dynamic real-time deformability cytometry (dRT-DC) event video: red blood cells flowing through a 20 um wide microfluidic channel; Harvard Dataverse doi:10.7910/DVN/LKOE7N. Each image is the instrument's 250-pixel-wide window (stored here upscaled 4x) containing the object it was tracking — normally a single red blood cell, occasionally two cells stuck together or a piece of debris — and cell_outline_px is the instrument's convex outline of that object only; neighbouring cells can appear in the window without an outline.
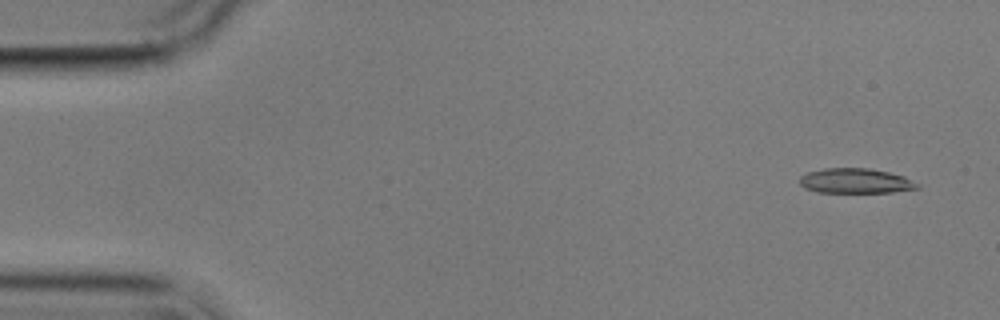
{"species": "common noctule bat (a hibernating species)", "species_latin": "Nyctalus noctula", "temperature_condition": "cold", "stored_images_in_passage": 4, "camera_frame_rate_fps": 3000, "um_per_image_px": 0.085, "animal": {"sex": "male", "body_mass_g": 17.9}, "frame": {"image": 1, "passage_image": 1, "time_ms": 0.0, "image_size_px": [1000, 320], "cell_outline_px": [[920, 188], [892, 192], [816, 192], [804, 188], [800, 184], [800, 176], [808, 172], [824, 168], [868, 168], [888, 172], [904, 176], [920, 184]], "centroid_in_image_um": [72.72, 15.38], "position_along_channel_um": 12.3, "area_um2": 17.11}}
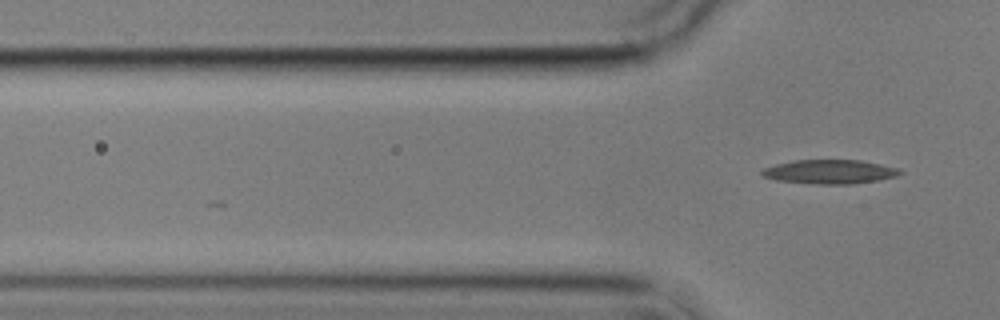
{"frame": {"image": 2, "passage_image": 4, "time_ms": 4.333, "image_size_px": [1000, 320], "cell_outline_px": [[904, 172], [896, 176], [876, 180], [852, 184], [816, 184], [776, 180], [760, 176], [760, 172], [764, 168], [776, 164], [796, 160], [860, 160], [880, 164], [896, 168]], "centroid_in_image_um": [70.48, 14.6], "position_along_channel_um": 55.3, "area_um2": 19.25}}